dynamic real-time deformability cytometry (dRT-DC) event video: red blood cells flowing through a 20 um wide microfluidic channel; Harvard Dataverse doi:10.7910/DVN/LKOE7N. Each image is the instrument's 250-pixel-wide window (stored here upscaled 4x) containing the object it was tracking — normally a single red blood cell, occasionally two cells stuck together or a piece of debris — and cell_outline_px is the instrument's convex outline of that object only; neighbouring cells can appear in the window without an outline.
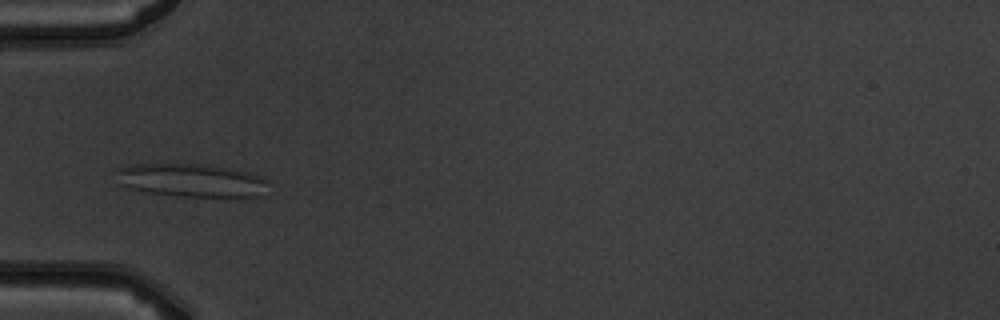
{"species": "common noctule bat (a hibernating species)", "species_latin": "Nyctalus noctula", "temperature_condition": "warm", "stored_images_in_passage": 3, "camera_frame_rate_fps": 3000, "um_per_image_px": 0.085, "animal": {"sex": "male", "body_mass_g": 19.5, "forearm_length_mm": 54.6}, "frame": {"image": 1, "passage_image": 3, "time_ms": 3.0, "image_size_px": [1000, 320], "cell_outline_px": [[264, 196], [176, 196], [148, 192], [128, 188], [116, 184], [116, 168], [132, 164], [208, 164], [228, 168], [260, 176], [264, 180]], "centroid_in_image_um": [16.13, 15.32], "position_along_channel_um": 68.9, "area_um2": 29.3}}